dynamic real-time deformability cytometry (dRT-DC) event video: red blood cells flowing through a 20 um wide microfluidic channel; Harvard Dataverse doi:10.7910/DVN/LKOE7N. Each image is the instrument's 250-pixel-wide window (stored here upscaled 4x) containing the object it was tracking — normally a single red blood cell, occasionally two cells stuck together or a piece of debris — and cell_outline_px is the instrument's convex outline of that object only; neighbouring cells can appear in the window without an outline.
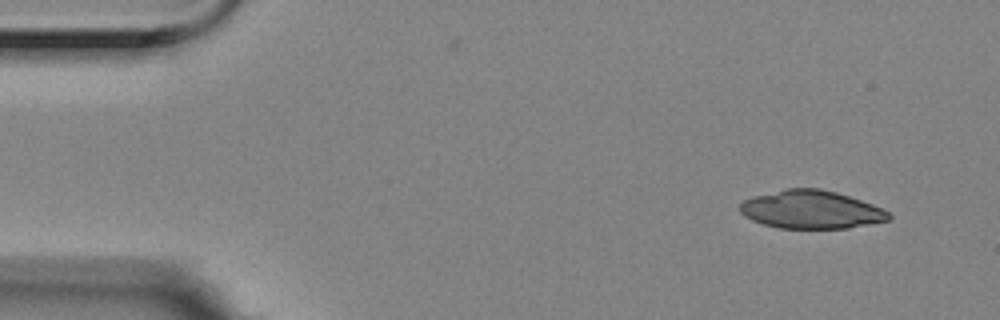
{"species": "Egyptian fruit bat (a non-hibernating species)", "species_latin": "Rousettus aegyptiacus", "temperature_condition": "room temperature", "stored_images_in_passage": 5, "camera_frame_rate_fps": 3000, "um_per_image_px": 0.085, "animal": {"sex": "female"}, "frame": {"image": 1, "passage_image": 1, "time_ms": 0.0, "image_size_px": [1000, 320], "cell_outline_px": [[892, 220], [848, 228], [780, 228], [764, 224], [752, 220], [744, 216], [740, 212], [740, 204], [744, 200], [752, 196], [784, 188], [820, 188], [836, 192], [872, 204], [888, 212], [892, 216]], "centroid_in_image_um": [68.94, 17.81], "position_along_channel_um": 16.1, "area_um2": 33.12}}